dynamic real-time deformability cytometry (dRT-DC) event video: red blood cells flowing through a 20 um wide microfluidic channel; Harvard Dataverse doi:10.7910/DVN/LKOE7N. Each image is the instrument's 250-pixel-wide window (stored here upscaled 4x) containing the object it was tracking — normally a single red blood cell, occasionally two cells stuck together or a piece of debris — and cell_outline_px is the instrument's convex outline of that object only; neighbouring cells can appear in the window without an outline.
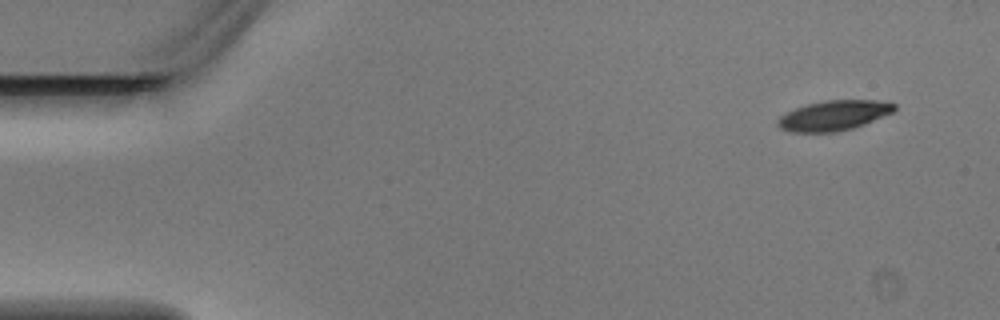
{"species": "Egyptian fruit bat (a non-hibernating species)", "species_latin": "Rousettus aegyptiacus", "temperature_condition": "warm", "stored_images_in_passage": 4, "camera_frame_rate_fps": 3000, "um_per_image_px": 0.085, "animal": {"sex": "male"}, "frame": {"image": 1, "passage_image": 1, "time_ms": 0.0, "image_size_px": [1000, 320], "cell_outline_px": [[896, 108], [892, 112], [864, 124], [852, 128], [836, 132], [792, 132], [780, 128], [776, 124], [776, 120], [780, 116], [796, 108], [808, 104], [828, 100], [888, 100], [896, 104]], "centroid_in_image_um": [70.89, 9.81], "position_along_channel_um": 14.1, "area_um2": 20.35}}
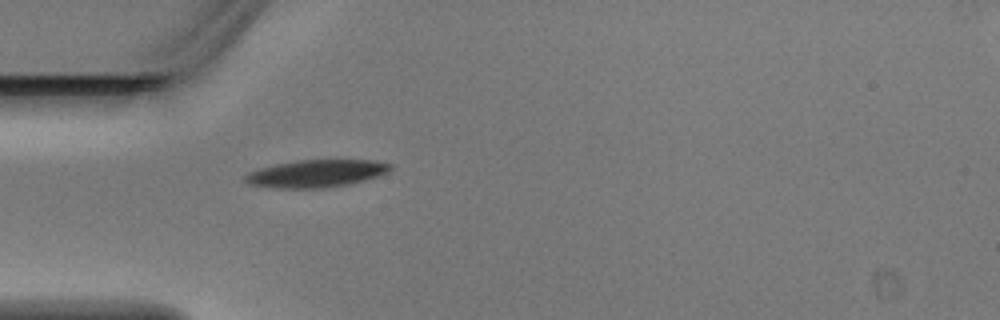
{"frame": {"image": 2, "passage_image": 4, "time_ms": 1.0, "image_size_px": [1000, 320], "cell_outline_px": [[392, 168], [388, 172], [352, 184], [324, 188], [272, 188], [248, 184], [244, 180], [244, 176], [248, 172], [260, 168], [276, 164], [296, 160], [372, 160], [392, 164]], "centroid_in_image_um": [26.86, 14.75], "position_along_channel_um": 58.1, "area_um2": 23.35}}